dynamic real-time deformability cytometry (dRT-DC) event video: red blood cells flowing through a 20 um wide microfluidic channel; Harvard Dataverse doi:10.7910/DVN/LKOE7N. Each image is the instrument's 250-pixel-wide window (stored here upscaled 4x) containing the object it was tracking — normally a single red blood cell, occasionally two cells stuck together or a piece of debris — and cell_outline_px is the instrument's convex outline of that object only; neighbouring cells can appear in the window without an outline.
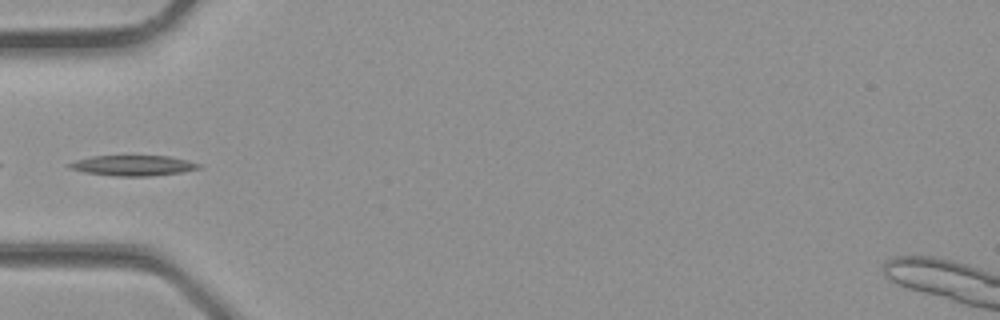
{"species": "common noctule bat (a hibernating species)", "species_latin": "Nyctalus noctula", "temperature_condition": "room temperature", "stored_images_in_passage": 27, "camera_frame_rate_fps": 3000, "um_per_image_px": 0.085, "animal": {"sex": "male", "body_mass_g": 23.1, "forearm_length_mm": 52.7}, "frame": {"image": 1, "passage_image": 4, "time_ms": 1.0, "image_size_px": [1000, 320], "cell_outline_px": [[204, 164], [200, 168], [184, 172], [148, 176], [120, 176], [84, 172], [68, 168], [68, 164], [76, 160], [92, 156], [168, 156], [188, 160]], "centroid_in_image_um": [11.37, 14.06], "position_along_channel_um": 73.6, "area_um2": 15.37}}
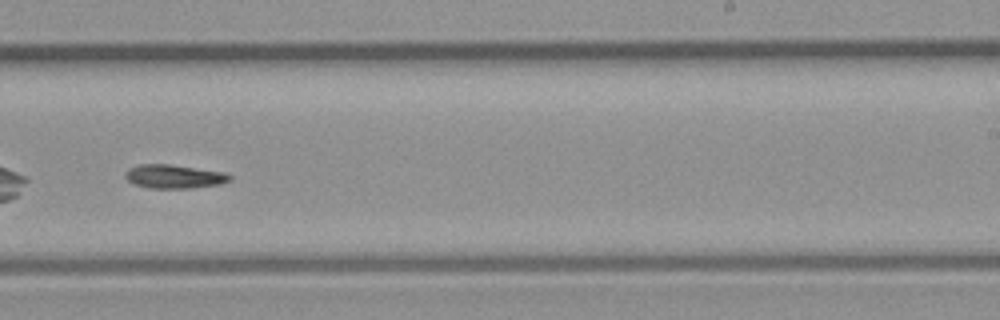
{"frame": {"image": 2, "passage_image": 14, "time_ms": 4.333, "image_size_px": [1000, 320], "cell_outline_px": [[232, 180], [220, 184], [188, 188], [152, 188], [136, 184], [128, 180], [124, 176], [124, 172], [128, 168], [140, 164], [172, 164], [228, 172], [232, 176]], "centroid_in_image_um": [14.85, 14.98], "position_along_channel_um": 274.2, "area_um2": 14.62}}
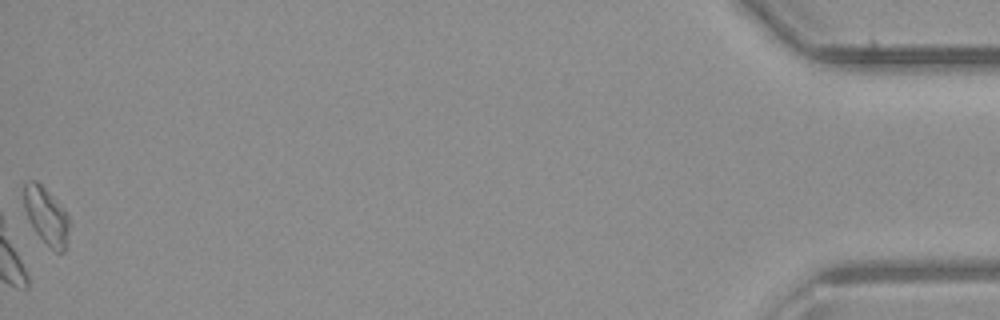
{"frame": {"image": 3, "passage_image": 27, "time_ms": 8.667, "image_size_px": [1000, 320], "cell_outline_px": [[68, 244], [64, 252], [56, 252], [32, 228], [28, 220], [24, 208], [24, 184], [28, 180], [36, 180], [64, 208], [68, 216]], "centroid_in_image_um": [3.93, 18.35], "position_along_channel_um": 431.3, "area_um2": 14.97}}